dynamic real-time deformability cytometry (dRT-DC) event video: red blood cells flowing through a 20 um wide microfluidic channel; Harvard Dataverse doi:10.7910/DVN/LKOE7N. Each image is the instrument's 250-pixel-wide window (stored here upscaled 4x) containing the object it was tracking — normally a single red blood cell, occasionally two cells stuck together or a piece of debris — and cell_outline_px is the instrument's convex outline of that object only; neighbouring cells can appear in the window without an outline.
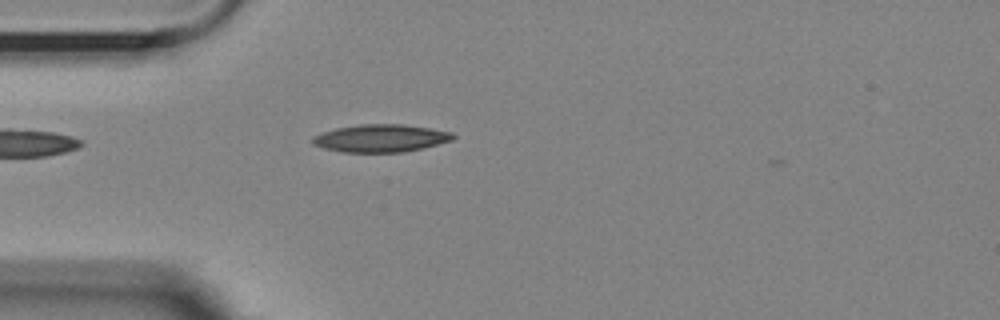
{"species": "Egyptian fruit bat (a non-hibernating species)", "species_latin": "Rousettus aegyptiacus", "temperature_condition": "room temperature", "stored_images_in_passage": 1, "camera_frame_rate_fps": 3000, "um_per_image_px": 0.085, "animal": {"sex": "female"}, "frame": {"image": 1, "passage_image": 1, "time_ms": 0.0, "image_size_px": [1000, 320], "cell_outline_px": [[456, 136], [452, 140], [424, 148], [404, 152], [344, 152], [324, 148], [312, 144], [312, 136], [336, 128], [360, 124], [404, 124], [452, 132]], "centroid_in_image_um": [32.37, 11.75], "position_along_channel_um": 52.6, "area_um2": 22.6}}